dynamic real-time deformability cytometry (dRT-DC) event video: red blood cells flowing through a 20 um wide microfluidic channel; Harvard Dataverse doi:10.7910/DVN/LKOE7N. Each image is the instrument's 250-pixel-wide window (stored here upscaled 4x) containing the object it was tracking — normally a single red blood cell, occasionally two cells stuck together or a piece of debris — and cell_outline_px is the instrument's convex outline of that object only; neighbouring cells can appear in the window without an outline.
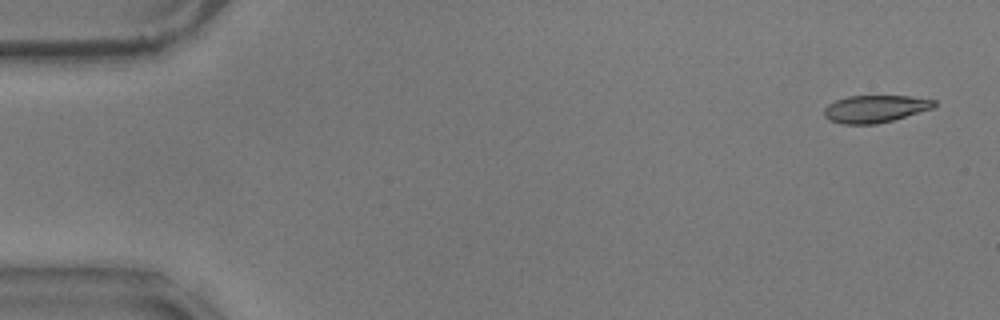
{"species": "common noctule bat (a hibernating species)", "species_latin": "Nyctalus noctula", "temperature_condition": "warm", "stored_images_in_passage": 57, "camera_frame_rate_fps": 3000, "um_per_image_px": 0.085, "animal": {"sex": "male", "body_mass_g": 17.9}, "frame": {"image": 1, "passage_image": 3, "time_ms": 0.667, "image_size_px": [1000, 320], "cell_outline_px": [[936, 104], [932, 108], [892, 120], [876, 124], [840, 124], [828, 120], [824, 116], [824, 108], [828, 104], [836, 100], [848, 96], [912, 96], [936, 100]], "centroid_in_image_um": [74.35, 9.25], "position_along_channel_um": 10.7, "area_um2": 17.51}}
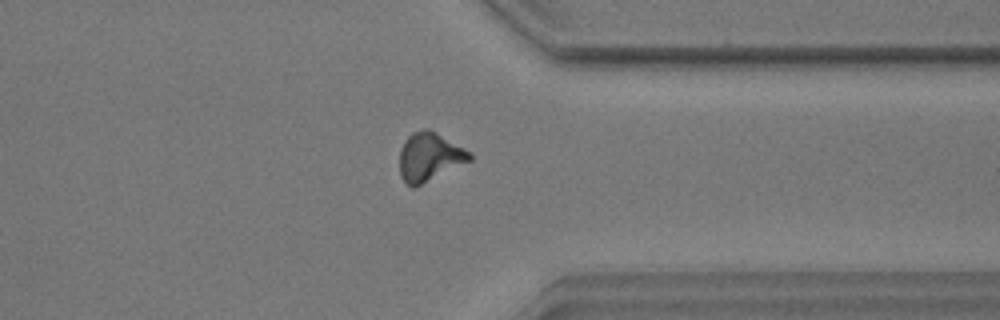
{"frame": {"image": 2, "passage_image": 45, "time_ms": 14.667, "image_size_px": [1000, 320], "cell_outline_px": [[472, 160], [416, 188], [412, 188], [400, 176], [400, 148], [404, 140], [412, 132], [424, 128], [428, 128], [436, 132], [472, 152]], "centroid_in_image_um": [36.51, 13.34], "position_along_channel_um": 374.9, "area_um2": 20.17}}
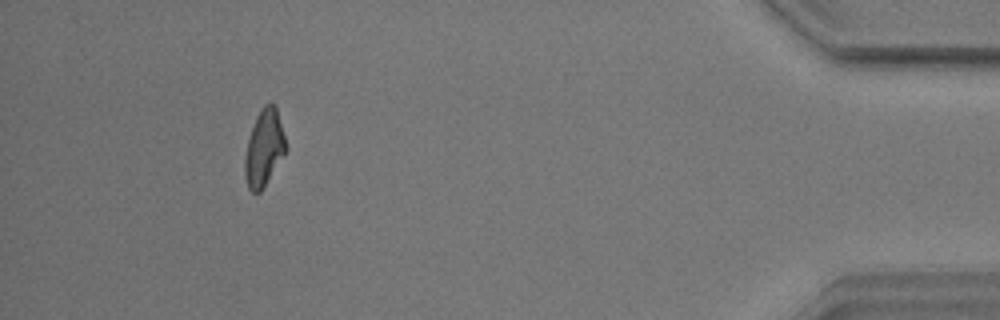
{"frame": {"image": 3, "passage_image": 53, "time_ms": 17.333, "image_size_px": [1000, 320], "cell_outline_px": [[288, 148], [260, 192], [252, 192], [248, 188], [244, 176], [244, 160], [248, 140], [256, 116], [260, 108], [264, 104], [276, 104]], "centroid_in_image_um": [22.45, 12.55], "position_along_channel_um": 412.8, "area_um2": 18.26}, "authors_computed_cell_mechanics": {"area_um2": 18.496, "velocity_mm_per_s": 3.5498, "shape_relaxation_time_tau1_ms": null, "shape_relaxation_time_tau2_ms": 7.0344, "deformation_change_tau1": null, "deformation_change_tau2": 0.1759}}